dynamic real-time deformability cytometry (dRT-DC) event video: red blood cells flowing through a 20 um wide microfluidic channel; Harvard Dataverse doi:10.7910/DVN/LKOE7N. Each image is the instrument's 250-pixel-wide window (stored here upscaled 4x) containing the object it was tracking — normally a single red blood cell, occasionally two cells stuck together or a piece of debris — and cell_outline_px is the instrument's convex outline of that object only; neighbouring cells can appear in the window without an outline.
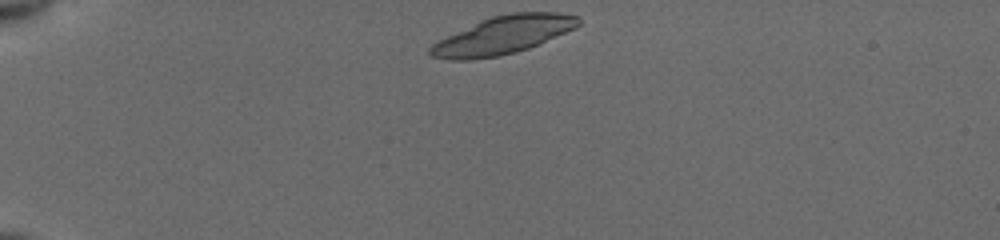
{"species": "common noctule bat (a hibernating species)", "species_latin": "Nyctalus noctula", "temperature_condition": "cold", "stored_images_in_passage": 41, "camera_frame_rate_fps": 3000, "um_per_image_px": 0.085, "animal": {"sex": "female", "body_mass_g": 19.5, "forearm_length_mm": 54.1}, "frame": {"image": 1, "passage_image": 1, "time_ms": 0.0, "image_size_px": [1000, 240], "cell_outline_px": [[580, 24], [576, 28], [540, 44], [516, 52], [500, 56], [472, 60], [448, 60], [432, 56], [428, 52], [428, 48], [432, 44], [480, 20], [492, 16], [512, 12], [556, 12], [580, 16]], "centroid_in_image_um": [42.79, 2.99], "position_along_channel_um": 42.2, "area_um2": 32.83}}